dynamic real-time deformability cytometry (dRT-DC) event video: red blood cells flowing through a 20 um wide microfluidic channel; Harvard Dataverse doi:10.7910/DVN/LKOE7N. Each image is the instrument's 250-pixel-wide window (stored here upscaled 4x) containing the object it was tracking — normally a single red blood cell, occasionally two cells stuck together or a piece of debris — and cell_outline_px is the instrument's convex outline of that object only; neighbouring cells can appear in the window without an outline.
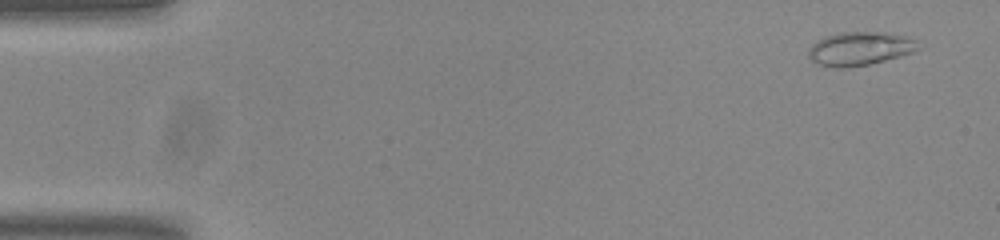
{"species": "common noctule bat (a hibernating species)", "species_latin": "Nyctalus noctula", "temperature_condition": "room temperature", "stored_images_in_passage": 54, "camera_frame_rate_fps": 3000, "um_per_image_px": 0.085, "animal": {"sex": "male", "body_mass_g": 20.0, "forearm_length_mm": 53.3}, "frame": {"image": 1, "passage_image": 3, "time_ms": 0.667, "image_size_px": [1000, 240], "cell_outline_px": [[920, 48], [912, 52], [900, 56], [868, 64], [844, 68], [836, 68], [820, 64], [812, 60], [808, 56], [808, 48], [816, 40], [840, 32], [888, 32], [908, 36], [916, 40]], "centroid_in_image_um": [73.1, 4.12], "position_along_channel_um": 11.9, "area_um2": 21.44}}
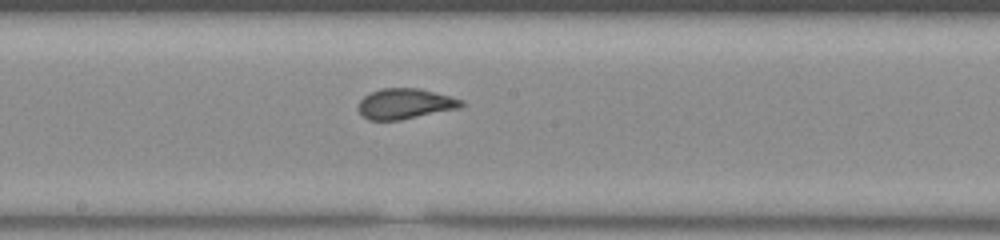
{"frame": {"image": 2, "passage_image": 29, "time_ms": 9.333, "image_size_px": [1000, 240], "cell_outline_px": [[464, 104], [460, 108], [400, 120], [368, 120], [356, 108], [360, 100], [364, 96], [380, 88], [420, 88], [452, 96], [464, 100]], "centroid_in_image_um": [34.45, 8.81], "position_along_channel_um": 213.8, "area_um2": 18.44}}
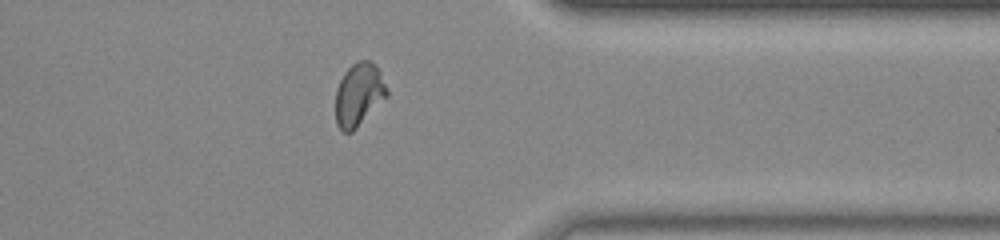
{"frame": {"image": 3, "passage_image": 43, "time_ms": 14.0, "image_size_px": [1000, 240], "cell_outline_px": [[388, 96], [352, 132], [344, 132], [336, 124], [336, 88], [344, 72], [356, 60], [368, 60], [380, 72], [388, 88]], "centroid_in_image_um": [30.5, 8.03], "position_along_channel_um": 380.9, "area_um2": 18.79}}